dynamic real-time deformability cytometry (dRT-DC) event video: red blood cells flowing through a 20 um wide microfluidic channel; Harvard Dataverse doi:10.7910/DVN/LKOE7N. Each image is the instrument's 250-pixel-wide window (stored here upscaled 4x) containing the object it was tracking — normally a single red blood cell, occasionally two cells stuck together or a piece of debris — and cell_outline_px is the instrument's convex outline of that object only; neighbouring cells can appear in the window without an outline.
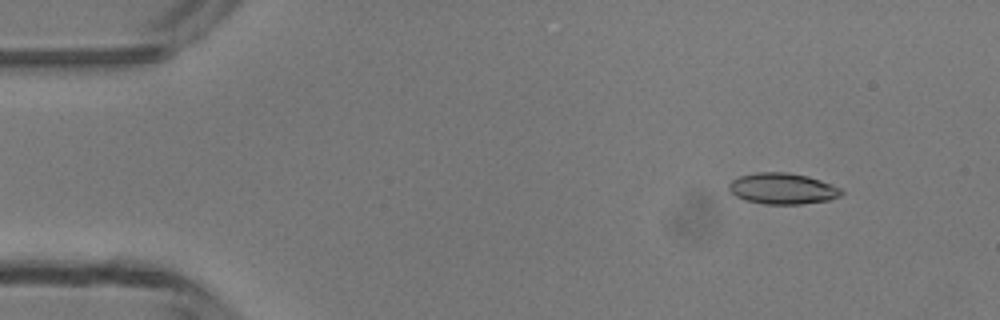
{"species": "common noctule bat (a hibernating species)", "species_latin": "Nyctalus noctula", "temperature_condition": "room temperature", "stored_images_in_passage": 4, "camera_frame_rate_fps": 3000, "um_per_image_px": 0.085, "animal": {"sex": "male", "body_mass_g": 13.3}, "frame": {"image": 1, "passage_image": 2, "time_ms": 1.0, "image_size_px": [1000, 320], "cell_outline_px": [[844, 192], [840, 196], [828, 200], [800, 204], [764, 204], [744, 200], [736, 196], [728, 188], [728, 184], [732, 180], [740, 176], [756, 172], [788, 172], [808, 176], [832, 184], [840, 188]], "centroid_in_image_um": [66.51, 16.03], "position_along_channel_um": 18.5, "area_um2": 20.4}}
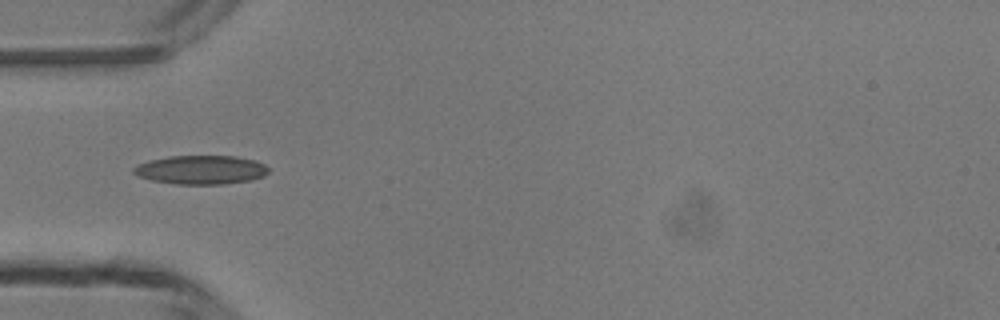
{"frame": {"image": 2, "passage_image": 4, "time_ms": 4.333, "image_size_px": [1000, 320], "cell_outline_px": [[268, 172], [264, 176], [252, 180], [224, 184], [176, 184], [152, 180], [136, 176], [132, 172], [132, 168], [140, 164], [152, 160], [168, 156], [236, 156], [256, 160], [264, 164], [268, 168]], "centroid_in_image_um": [17.1, 14.43], "position_along_channel_um": 67.9, "area_um2": 22.72}}